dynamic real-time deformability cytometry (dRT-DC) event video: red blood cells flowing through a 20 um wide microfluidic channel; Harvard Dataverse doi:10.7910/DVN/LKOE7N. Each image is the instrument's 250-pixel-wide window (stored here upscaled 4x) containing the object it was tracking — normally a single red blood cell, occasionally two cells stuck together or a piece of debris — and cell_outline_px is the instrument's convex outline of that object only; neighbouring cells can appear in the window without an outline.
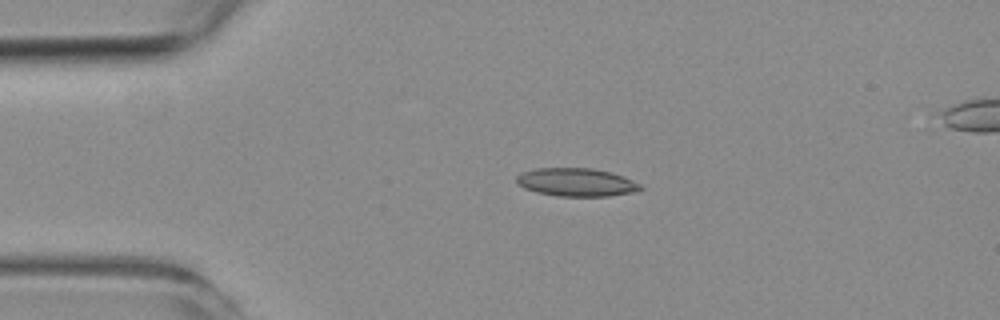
{"species": "common noctule bat (a hibernating species)", "species_latin": "Nyctalus noctula", "temperature_condition": "room temperature", "stored_images_in_passage": 5, "camera_frame_rate_fps": 3000, "um_per_image_px": 0.085, "animal": {"sex": "female", "body_mass_g": 19.3, "forearm_length_mm": 54.1}, "frame": {"image": 1, "passage_image": 3, "time_ms": 3.333, "image_size_px": [1000, 320], "cell_outline_px": [[644, 188], [632, 192], [608, 196], [556, 196], [536, 192], [524, 188], [516, 184], [516, 176], [520, 172], [536, 168], [592, 168], [608, 172], [632, 180], [640, 184]], "centroid_in_image_um": [48.92, 15.49], "position_along_channel_um": 36.1, "area_um2": 20.29}}